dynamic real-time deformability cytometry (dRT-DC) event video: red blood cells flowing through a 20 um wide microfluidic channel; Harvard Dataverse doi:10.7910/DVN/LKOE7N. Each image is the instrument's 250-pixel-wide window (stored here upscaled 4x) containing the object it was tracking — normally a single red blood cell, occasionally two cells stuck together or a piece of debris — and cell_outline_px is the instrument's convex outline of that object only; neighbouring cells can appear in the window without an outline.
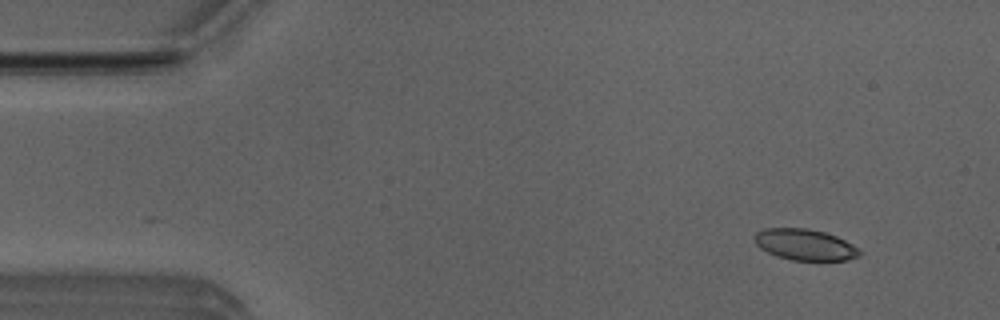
{"species": "Egyptian fruit bat (a non-hibernating species)", "species_latin": "Rousettus aegyptiacus", "temperature_condition": "room temperature", "stored_images_in_passage": 4, "camera_frame_rate_fps": 3000, "um_per_image_px": 0.085, "animal": {"sex": "male"}, "frame": {"image": 1, "passage_image": 1, "time_ms": 0.0, "image_size_px": [1000, 320], "cell_outline_px": [[864, 252], [860, 256], [848, 260], [792, 260], [776, 256], [760, 248], [752, 240], [752, 236], [756, 232], [764, 228], [808, 228], [824, 232], [836, 236], [860, 248]], "centroid_in_image_um": [68.42, 20.79], "position_along_channel_um": 16.6, "area_um2": 19.36}}
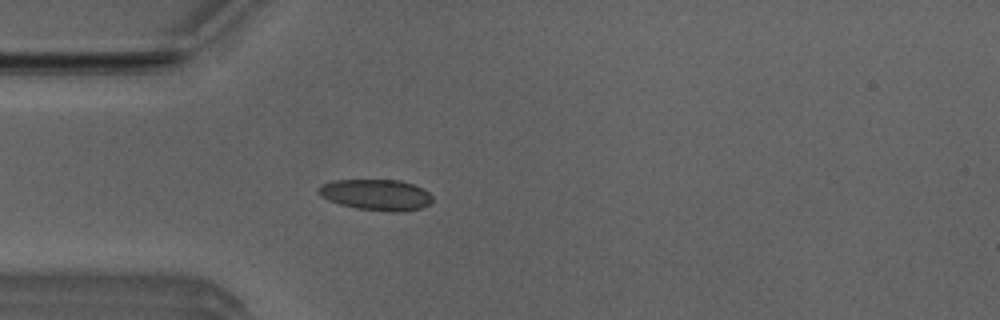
{"frame": {"image": 2, "passage_image": 4, "time_ms": 1.0, "image_size_px": [1000, 320], "cell_outline_px": [[432, 200], [428, 204], [420, 208], [400, 212], [392, 212], [356, 208], [340, 204], [328, 200], [320, 196], [316, 192], [316, 188], [320, 184], [332, 180], [400, 180], [412, 184], [428, 192], [432, 196]], "centroid_in_image_um": [31.9, 16.55], "position_along_channel_um": 53.1, "area_um2": 20.63}}